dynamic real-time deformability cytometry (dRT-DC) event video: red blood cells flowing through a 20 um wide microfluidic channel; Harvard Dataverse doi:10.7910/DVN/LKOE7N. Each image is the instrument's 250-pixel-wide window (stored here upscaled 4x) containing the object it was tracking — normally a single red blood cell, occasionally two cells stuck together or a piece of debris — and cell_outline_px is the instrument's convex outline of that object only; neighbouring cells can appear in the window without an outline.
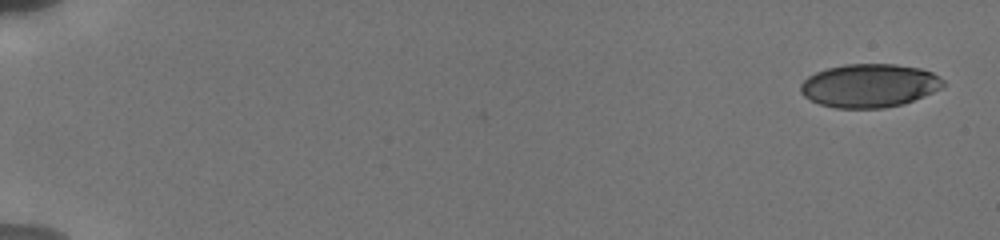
{"species": "human", "species_latin": "Homo sapiens", "temperature_condition": "cold", "stored_images_in_passage": 29, "camera_frame_rate_fps": 3000, "um_per_image_px": 0.085, "donor": {"sex": "male"}, "frame": {"image": 1, "passage_image": 1, "time_ms": 0.0, "image_size_px": [1000, 240], "cell_outline_px": [[944, 84], [940, 88], [924, 96], [904, 104], [884, 108], [836, 108], [820, 104], [804, 96], [800, 92], [800, 84], [808, 76], [816, 72], [828, 68], [844, 64], [896, 64], [920, 68], [932, 72], [940, 76], [944, 80]], "centroid_in_image_um": [73.9, 7.27], "position_along_channel_um": 11.1, "area_um2": 36.18}}
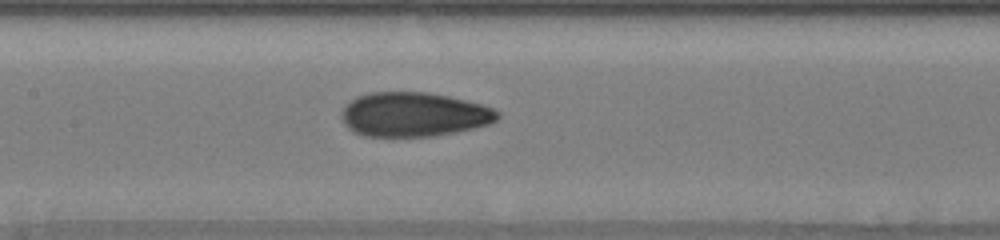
{"frame": {"image": 2, "passage_image": 15, "time_ms": 9.0, "image_size_px": [1000, 240], "cell_outline_px": [[500, 116], [496, 120], [488, 124], [456, 132], [432, 136], [364, 136], [352, 132], [344, 124], [340, 112], [344, 104], [356, 96], [372, 92], [428, 92], [448, 96], [484, 104], [500, 112]], "centroid_in_image_um": [35.14, 9.72], "position_along_channel_um": 172.3, "area_um2": 40.58}}
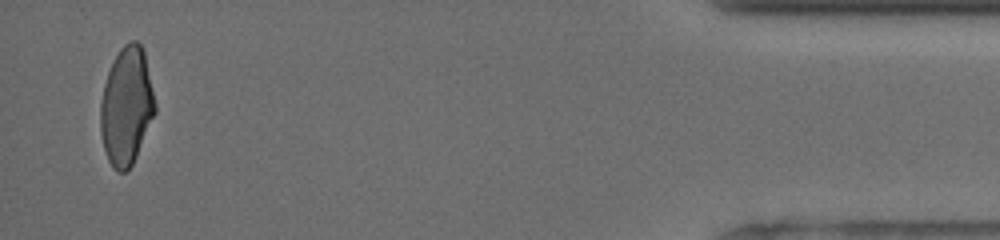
{"frame": {"image": 3, "passage_image": 29, "time_ms": 17.333, "image_size_px": [1000, 240], "cell_outline_px": [[156, 112], [136, 156], [132, 164], [124, 172], [116, 172], [112, 168], [104, 152], [100, 132], [100, 104], [104, 84], [108, 72], [120, 48], [128, 40], [136, 40], [144, 48], [156, 104]], "centroid_in_image_um": [10.75, 9.02], "position_along_channel_um": 424.5, "area_um2": 37.74}, "authors_computed_cell_mechanics": {"area_um2": 39.0728, "velocity_mm_per_s": 3.8289, "shape_relaxation_time_tau1_ms": 10.0347, "shape_relaxation_time_tau2_ms": 1.5116, "deformation_change_tau1": 0.2157, "deformation_change_tau2": 0.0653}}